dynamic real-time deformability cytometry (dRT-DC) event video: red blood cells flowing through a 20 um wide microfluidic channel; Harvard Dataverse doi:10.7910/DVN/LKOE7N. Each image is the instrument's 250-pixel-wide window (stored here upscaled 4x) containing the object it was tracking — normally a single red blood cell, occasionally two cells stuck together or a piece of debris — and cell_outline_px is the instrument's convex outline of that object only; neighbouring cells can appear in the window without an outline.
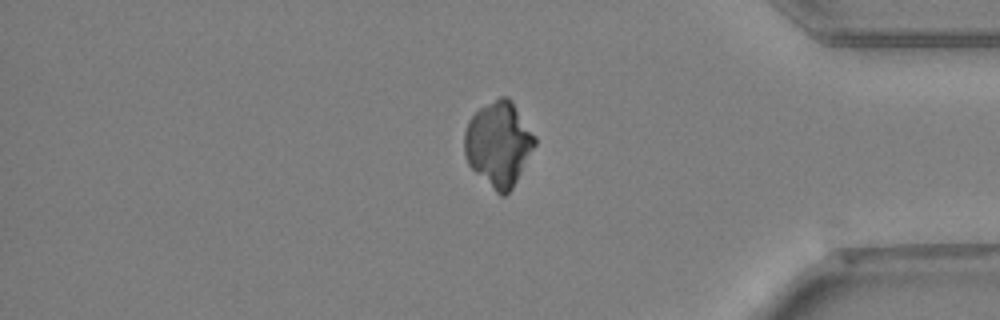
{"species": "Egyptian fruit bat (a non-hibernating species)", "species_latin": "Rousettus aegyptiacus", "temperature_condition": "warm", "stored_images_in_passage": 36, "camera_frame_rate_fps": 3000, "um_per_image_px": 0.085, "animal": {"sex": "female"}, "frame": {"image": 1, "passage_image": 27, "time_ms": 8.667, "image_size_px": [1000, 320], "cell_outline_px": [[536, 144], [512, 188], [504, 196], [500, 196], [468, 164], [464, 152], [464, 132], [468, 120], [480, 108], [500, 96], [508, 96], [512, 100], [536, 136]], "centroid_in_image_um": [42.38, 12.21], "position_along_channel_um": 392.8, "area_um2": 34.62}}